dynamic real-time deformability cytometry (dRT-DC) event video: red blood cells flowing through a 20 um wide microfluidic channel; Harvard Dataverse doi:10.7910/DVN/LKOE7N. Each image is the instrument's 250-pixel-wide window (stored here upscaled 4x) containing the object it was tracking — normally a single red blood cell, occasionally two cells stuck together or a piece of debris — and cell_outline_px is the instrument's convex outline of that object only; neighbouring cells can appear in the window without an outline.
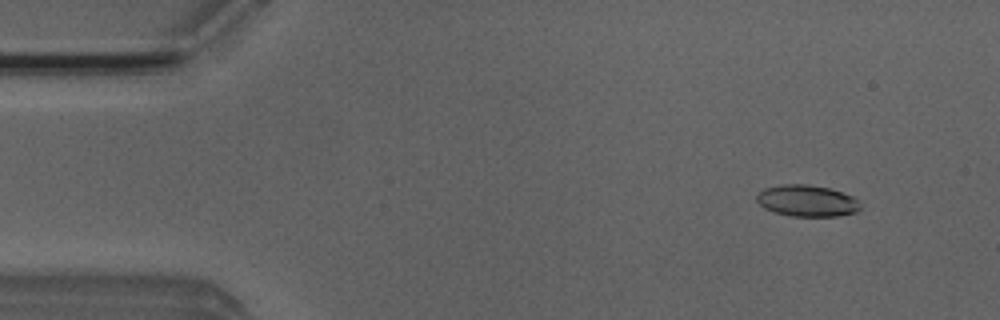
{"species": "Egyptian fruit bat (a non-hibernating species)", "species_latin": "Rousettus aegyptiacus", "temperature_condition": "room temperature", "stored_images_in_passage": 8, "camera_frame_rate_fps": 3000, "um_per_image_px": 0.085, "animal": {"sex": "male"}, "frame": {"image": 1, "passage_image": 4, "time_ms": 1.0, "image_size_px": [1000, 320], "cell_outline_px": [[860, 208], [856, 212], [836, 216], [792, 216], [776, 212], [764, 208], [756, 200], [756, 196], [764, 188], [780, 184], [808, 184], [828, 188], [852, 196], [860, 204]], "centroid_in_image_um": [68.57, 17.06], "position_along_channel_um": 16.4, "area_um2": 18.84}}